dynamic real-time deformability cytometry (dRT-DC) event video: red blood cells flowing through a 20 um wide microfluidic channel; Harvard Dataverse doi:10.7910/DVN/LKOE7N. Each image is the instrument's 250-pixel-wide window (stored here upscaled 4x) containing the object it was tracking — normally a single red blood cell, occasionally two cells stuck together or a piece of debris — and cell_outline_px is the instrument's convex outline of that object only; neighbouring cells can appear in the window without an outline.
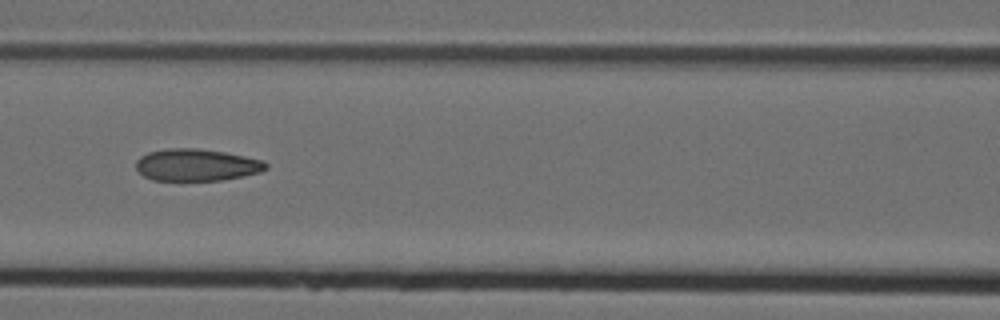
{"species": "Egyptian fruit bat (a non-hibernating species)", "species_latin": "Rousettus aegyptiacus", "temperature_condition": "cold", "stored_images_in_passage": 8, "camera_frame_rate_fps": 3000, "um_per_image_px": 0.085, "animal": {"sex": "female"}, "frame": {"image": 1, "passage_image": 7, "time_ms": 2.0, "image_size_px": [1000, 320], "cell_outline_px": [[268, 168], [260, 172], [244, 176], [220, 180], [152, 180], [144, 176], [136, 168], [136, 160], [140, 156], [148, 152], [168, 148], [196, 148], [224, 152], [264, 160], [268, 164]], "centroid_in_image_um": [16.71, 14.01], "position_along_channel_um": 149.9, "area_um2": 24.28}}